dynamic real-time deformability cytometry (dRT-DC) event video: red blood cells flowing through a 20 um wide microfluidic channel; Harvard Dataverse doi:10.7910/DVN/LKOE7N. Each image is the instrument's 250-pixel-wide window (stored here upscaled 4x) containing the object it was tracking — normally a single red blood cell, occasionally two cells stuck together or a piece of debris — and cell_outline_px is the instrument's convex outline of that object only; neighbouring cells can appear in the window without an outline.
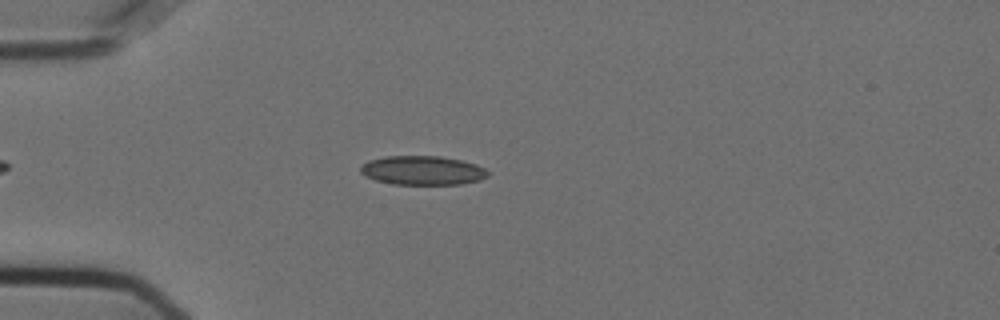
{"species": "Egyptian fruit bat (a non-hibernating species)", "species_latin": "Rousettus aegyptiacus", "temperature_condition": "cold", "stored_images_in_passage": 52, "camera_frame_rate_fps": 3000, "um_per_image_px": 0.085, "animal": {"sex": "female"}, "frame": {"image": 1, "passage_image": 12, "time_ms": 3.667, "image_size_px": [1000, 320], "cell_outline_px": [[488, 176], [480, 180], [460, 184], [392, 184], [376, 180], [364, 176], [360, 172], [360, 164], [368, 160], [384, 156], [440, 156], [460, 160], [476, 164], [484, 168], [488, 172]], "centroid_in_image_um": [35.87, 14.48], "position_along_channel_um": 49.1, "area_um2": 21.68}}
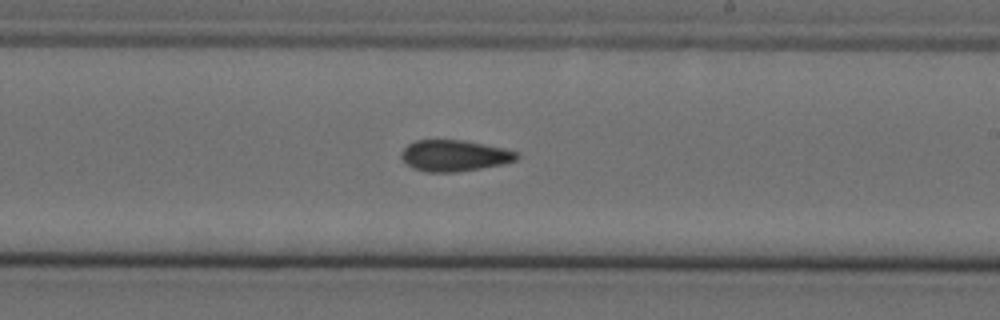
{"frame": {"image": 2, "passage_image": 30, "time_ms": 9.667, "image_size_px": [1000, 320], "cell_outline_px": [[520, 156], [516, 160], [504, 164], [456, 172], [424, 172], [412, 168], [404, 164], [400, 156], [400, 152], [408, 144], [416, 140], [464, 140], [500, 148], [516, 152]], "centroid_in_image_um": [38.55, 13.24], "position_along_channel_um": 250.5, "area_um2": 21.04}}
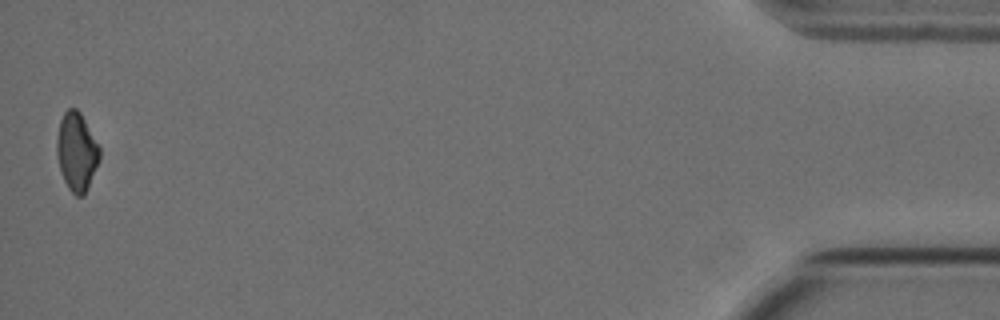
{"frame": {"image": 3, "passage_image": 52, "time_ms": 17.0, "image_size_px": [1000, 320], "cell_outline_px": [[100, 160], [84, 196], [76, 196], [68, 188], [60, 172], [56, 152], [56, 140], [60, 120], [64, 112], [68, 108], [76, 108], [80, 112], [100, 148]], "centroid_in_image_um": [6.5, 12.91], "position_along_channel_um": 428.7, "area_um2": 19.59}, "authors_computed_cell_mechanics": {"area_um2": 20.8947, "velocity_mm_per_s": 3.6178, "shape_relaxation_time_tau1_ms": null, "shape_relaxation_time_tau2_ms": 6.298, "deformation_change_tau1": null, "deformation_change_tau2": 0.1211}}